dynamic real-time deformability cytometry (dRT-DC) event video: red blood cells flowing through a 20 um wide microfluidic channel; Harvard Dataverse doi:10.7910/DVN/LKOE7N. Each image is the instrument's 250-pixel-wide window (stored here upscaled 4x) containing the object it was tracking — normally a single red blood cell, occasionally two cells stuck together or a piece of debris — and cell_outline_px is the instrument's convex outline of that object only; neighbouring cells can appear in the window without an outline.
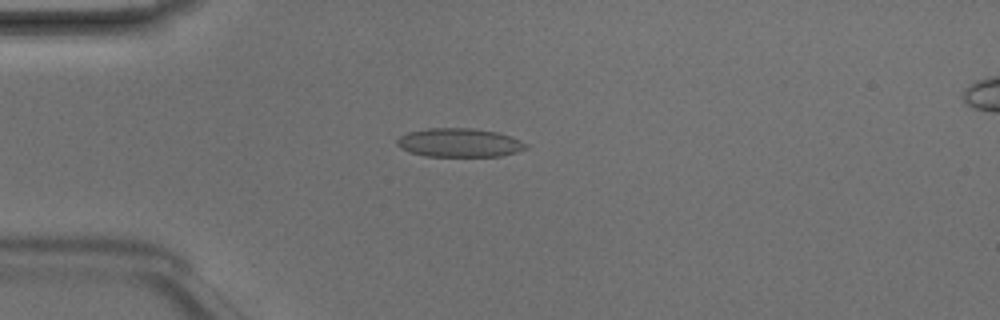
{"species": "Egyptian fruit bat (a non-hibernating species)", "species_latin": "Rousettus aegyptiacus", "temperature_condition": "room temperature", "stored_images_in_passage": 40, "camera_frame_rate_fps": 3000, "um_per_image_px": 0.085, "animal": {"sex": "male"}, "frame": {"image": 1, "passage_image": 5, "time_ms": 1.333, "image_size_px": [1000, 320], "cell_outline_px": [[528, 148], [516, 152], [500, 156], [424, 156], [408, 152], [400, 148], [396, 144], [396, 140], [400, 136], [408, 132], [428, 128], [472, 128], [496, 132], [512, 136], [528, 144]], "centroid_in_image_um": [39.03, 12.13], "position_along_channel_um": 46.0, "area_um2": 21.73}}
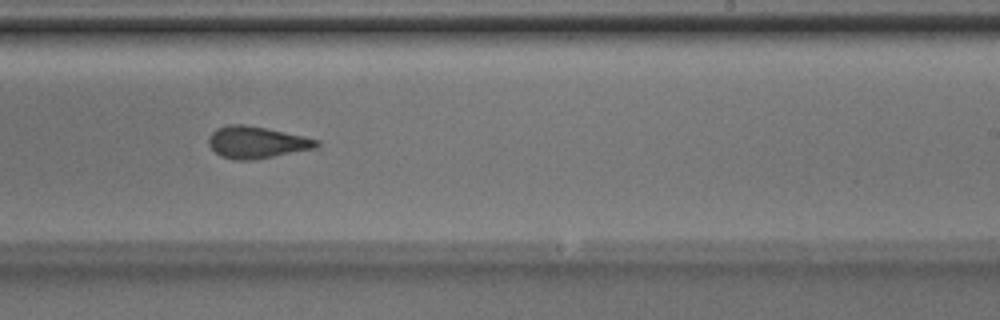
{"frame": {"image": 2, "passage_image": 22, "time_ms": 7.0, "image_size_px": [1000, 320], "cell_outline_px": [[320, 144], [316, 148], [252, 160], [232, 160], [220, 156], [208, 144], [208, 136], [216, 128], [228, 124], [244, 124], [268, 128], [304, 136], [320, 140]], "centroid_in_image_um": [21.8, 12.09], "position_along_channel_um": 267.2, "area_um2": 20.23}}
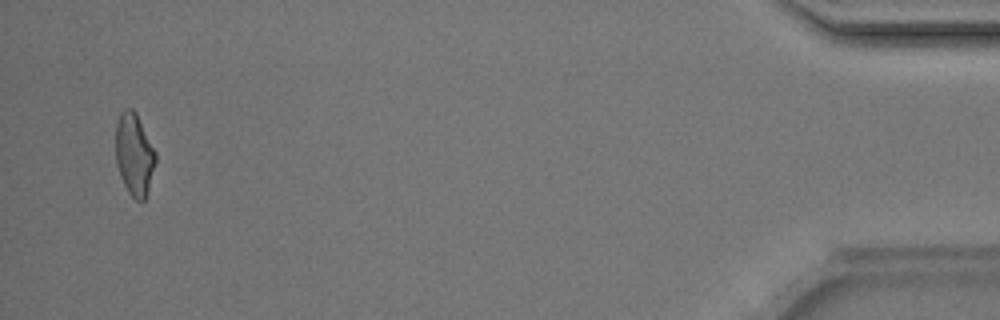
{"frame": {"image": 3, "passage_image": 39, "time_ms": 12.667, "image_size_px": [1000, 320], "cell_outline_px": [[156, 160], [148, 188], [144, 200], [136, 200], [128, 192], [120, 176], [116, 164], [116, 124], [120, 112], [124, 108], [132, 108], [136, 112], [156, 152]], "centroid_in_image_um": [11.4, 13.09], "position_along_channel_um": 423.8, "area_um2": 19.02}, "authors_computed_cell_mechanics": {"area_um2": 20.2011, "velocity_mm_per_s": 4.2208, "shape_relaxation_time_tau1_ms": 5.1329, "shape_relaxation_time_tau2_ms": 1.3864, "deformation_change_tau1": 0.1337, "deformation_change_tau2": 0.0637}}